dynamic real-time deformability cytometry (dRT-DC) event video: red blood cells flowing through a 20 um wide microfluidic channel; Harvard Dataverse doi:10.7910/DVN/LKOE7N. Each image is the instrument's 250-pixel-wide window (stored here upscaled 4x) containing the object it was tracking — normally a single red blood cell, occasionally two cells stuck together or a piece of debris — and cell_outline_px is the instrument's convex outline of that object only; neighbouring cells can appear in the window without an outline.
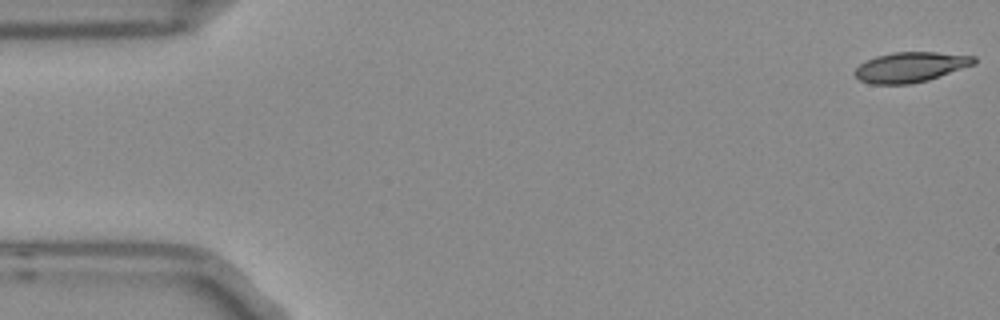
{"species": "Egyptian fruit bat (a non-hibernating species)", "species_latin": "Rousettus aegyptiacus", "temperature_condition": "room temperature", "stored_images_in_passage": 5, "camera_frame_rate_fps": 3000, "um_per_image_px": 0.085, "frame": {"image": 1, "passage_image": 1, "time_ms": 0.0, "image_size_px": [1000, 320], "cell_outline_px": [[976, 64], [928, 80], [908, 84], [872, 84], [860, 80], [852, 72], [860, 64], [876, 56], [892, 52], [936, 52], [976, 56]], "centroid_in_image_um": [77.41, 5.7], "position_along_channel_um": 7.6, "area_um2": 20.92}}
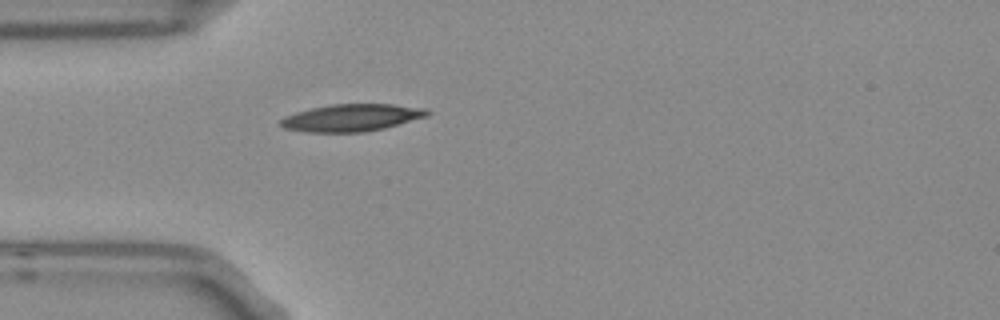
{"frame": {"image": 2, "passage_image": 5, "time_ms": 1.333, "image_size_px": [1000, 320], "cell_outline_px": [[432, 112], [428, 116], [384, 128], [364, 132], [308, 132], [284, 128], [280, 124], [280, 120], [284, 116], [296, 112], [312, 108], [332, 104], [392, 104], [428, 108]], "centroid_in_image_um": [29.93, 10.0], "position_along_channel_um": 55.1, "area_um2": 23.29}}